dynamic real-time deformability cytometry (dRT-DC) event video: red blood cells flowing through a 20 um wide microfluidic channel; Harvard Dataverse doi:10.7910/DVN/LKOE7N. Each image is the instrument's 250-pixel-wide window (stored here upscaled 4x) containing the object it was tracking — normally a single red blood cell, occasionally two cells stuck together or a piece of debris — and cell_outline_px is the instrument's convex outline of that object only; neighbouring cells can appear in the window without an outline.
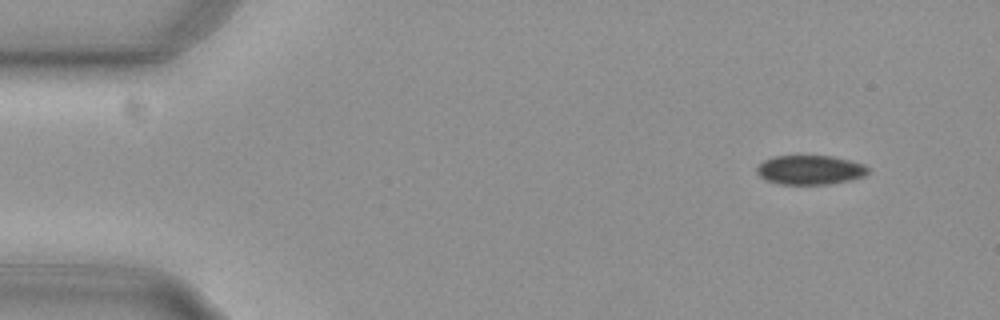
{"species": "common noctule bat (a hibernating species)", "species_latin": "Nyctalus noctula", "temperature_condition": "cold", "stored_images_in_passage": 51, "camera_frame_rate_fps": 3000, "um_per_image_px": 0.085, "animal": {"sex": "female", "body_mass_g": 29.2, "forearm_length_mm": 56.3}, "frame": {"image": 1, "passage_image": 1, "time_ms": 0.0, "image_size_px": [1000, 320], "cell_outline_px": [[868, 172], [864, 176], [852, 180], [828, 184], [780, 184], [764, 180], [756, 172], [756, 168], [764, 160], [772, 156], [832, 156], [864, 164], [868, 168]], "centroid_in_image_um": [68.84, 14.45], "position_along_channel_um": 16.2, "area_um2": 19.02}}
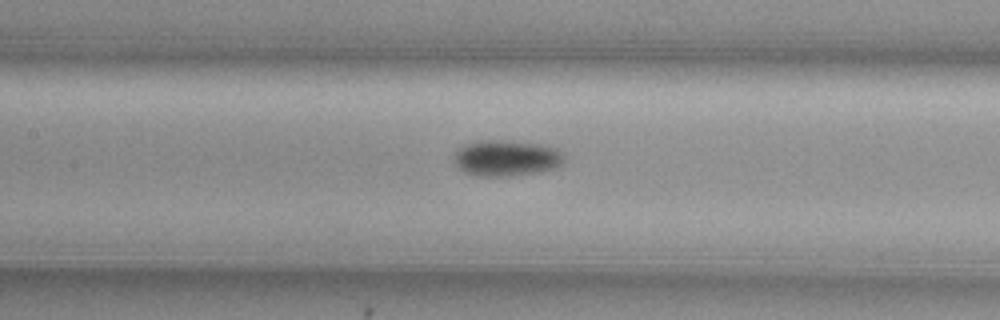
{"frame": {"image": 2, "passage_image": 21, "time_ms": 6.667, "image_size_px": [1000, 320], "cell_outline_px": [[564, 164], [556, 168], [540, 172], [508, 176], [480, 176], [464, 172], [452, 160], [452, 156], [464, 144], [480, 140], [508, 140], [548, 144], [564, 152]], "centroid_in_image_um": [43.1, 13.42], "position_along_channel_um": 164.3, "area_um2": 23.7}}
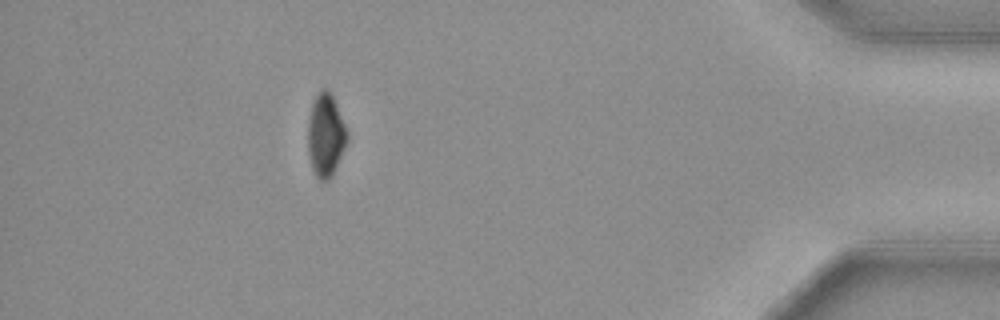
{"frame": {"image": 3, "passage_image": 45, "time_ms": 14.667, "image_size_px": [1000, 320], "cell_outline_px": [[348, 136], [332, 176], [328, 180], [320, 180], [316, 176], [312, 168], [308, 152], [308, 120], [312, 104], [320, 88], [328, 88], [332, 92], [348, 132]], "centroid_in_image_um": [27.67, 11.43], "position_along_channel_um": 407.5, "area_um2": 18.9}, "authors_computed_cell_mechanics": {"area_um2": 20.9814, "velocity_mm_per_s": 3.7552, "shape_relaxation_time_tau1_ms": 4.7028, "shape_relaxation_time_tau2_ms": null, "deformation_change_tau1": 0.0775, "deformation_change_tau2": null}}